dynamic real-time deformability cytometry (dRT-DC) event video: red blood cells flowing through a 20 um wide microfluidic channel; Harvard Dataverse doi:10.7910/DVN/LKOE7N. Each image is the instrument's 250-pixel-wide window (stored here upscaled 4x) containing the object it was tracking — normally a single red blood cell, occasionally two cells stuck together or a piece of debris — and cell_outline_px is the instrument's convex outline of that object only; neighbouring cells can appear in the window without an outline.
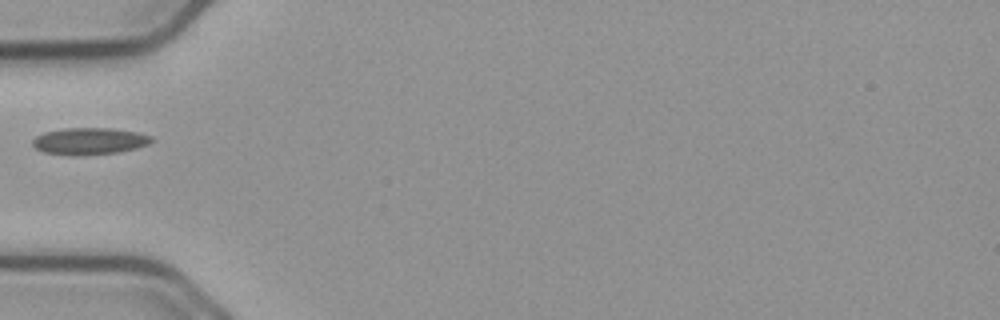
{"species": "common noctule bat (a hibernating species)", "species_latin": "Nyctalus noctula", "temperature_condition": "cold", "stored_images_in_passage": 38, "camera_frame_rate_fps": 3000, "um_per_image_px": 0.085, "animal": {"sex": "male", "body_mass_g": 23.1, "forearm_length_mm": 52.7}, "frame": {"image": 1, "passage_image": 1, "time_ms": 0.0, "image_size_px": [1000, 320], "cell_outline_px": [[156, 140], [148, 144], [136, 148], [116, 152], [76, 156], [44, 152], [36, 148], [32, 144], [32, 140], [36, 136], [44, 132], [64, 128], [112, 128], [136, 132], [152, 136]], "centroid_in_image_um": [7.61, 11.99], "position_along_channel_um": 77.4, "area_um2": 18.61}}
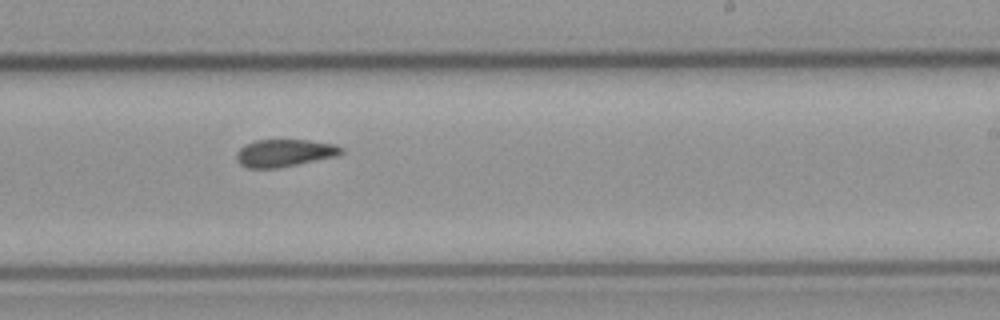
{"frame": {"image": 2, "passage_image": 16, "time_ms": 5.0, "image_size_px": [1000, 320], "cell_outline_px": [[344, 152], [336, 156], [280, 168], [248, 168], [240, 164], [236, 156], [240, 148], [244, 144], [256, 140], [308, 140], [336, 144], [344, 148]], "centroid_in_image_um": [24.21, 13.0], "position_along_channel_um": 264.8, "area_um2": 16.82}}
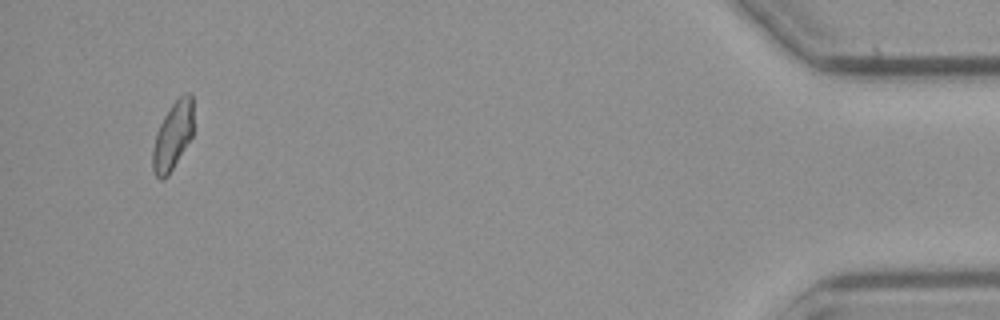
{"frame": {"image": 3, "passage_image": 35, "time_ms": 11.333, "image_size_px": [1000, 320], "cell_outline_px": [[192, 136], [168, 176], [164, 180], [160, 180], [156, 176], [152, 168], [152, 152], [156, 132], [164, 116], [172, 104], [184, 92], [188, 92], [192, 96]], "centroid_in_image_um": [14.67, 11.57], "position_along_channel_um": 420.5, "area_um2": 16.01}}